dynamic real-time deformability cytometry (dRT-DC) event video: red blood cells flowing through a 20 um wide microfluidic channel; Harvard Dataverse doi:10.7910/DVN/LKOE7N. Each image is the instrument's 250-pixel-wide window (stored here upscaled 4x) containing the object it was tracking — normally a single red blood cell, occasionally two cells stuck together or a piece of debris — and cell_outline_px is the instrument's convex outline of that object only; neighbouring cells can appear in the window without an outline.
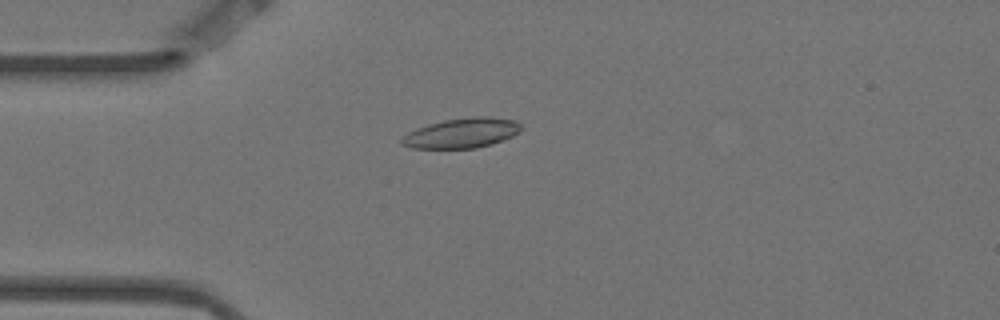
{"species": "Egyptian fruit bat (a non-hibernating species)", "species_latin": "Rousettus aegyptiacus", "temperature_condition": "warm", "stored_images_in_passage": 17, "camera_frame_rate_fps": 3000, "um_per_image_px": 0.085, "animal": {"sex": "female"}, "frame": {"image": 1, "passage_image": 6, "time_ms": 1.667, "image_size_px": [1000, 320], "cell_outline_px": [[520, 128], [512, 136], [504, 140], [492, 144], [476, 148], [412, 148], [400, 144], [400, 140], [408, 132], [416, 128], [428, 124], [444, 120], [476, 116], [488, 116], [516, 120], [520, 124]], "centroid_in_image_um": [39.23, 11.31], "position_along_channel_um": 45.8, "area_um2": 20.75}}
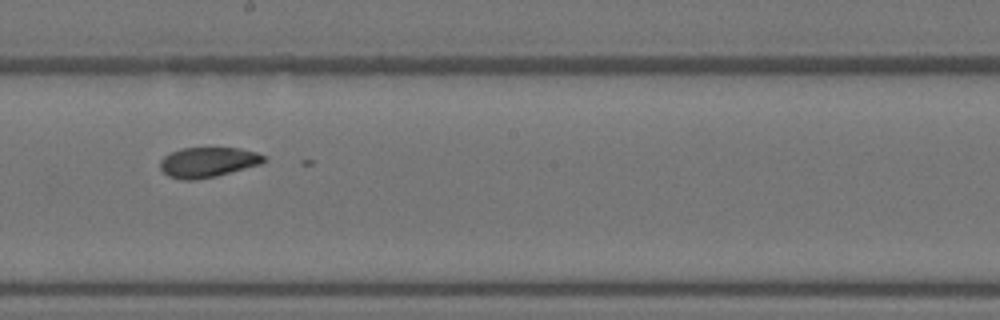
{"frame": {"image": 2, "passage_image": 11, "time_ms": 3.333, "image_size_px": [1000, 320], "cell_outline_px": [[268, 160], [260, 164], [216, 176], [196, 180], [180, 180], [168, 176], [160, 168], [160, 160], [164, 156], [180, 148], [240, 148], [256, 152], [268, 156]], "centroid_in_image_um": [17.69, 13.79], "position_along_channel_um": 230.5, "area_um2": 18.32}}
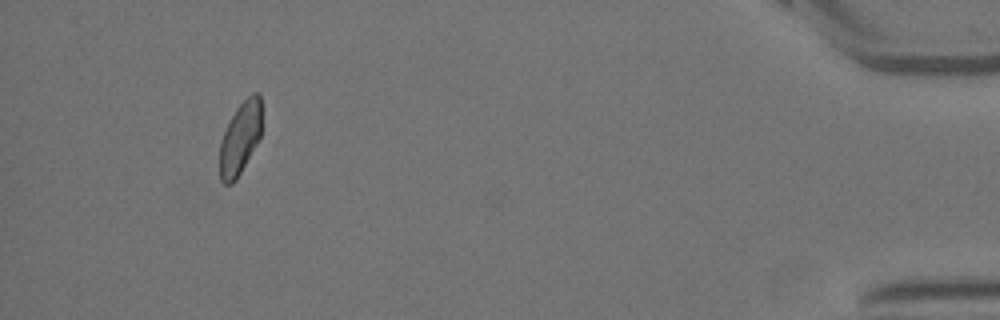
{"frame": {"image": 3, "passage_image": 16, "time_ms": 5.0, "image_size_px": [1000, 320], "cell_outline_px": [[260, 136], [256, 144], [236, 180], [232, 184], [224, 184], [220, 180], [220, 140], [236, 108], [252, 92], [260, 92]], "centroid_in_image_um": [20.39, 11.75], "position_along_channel_um": 414.8, "area_um2": 17.4}}